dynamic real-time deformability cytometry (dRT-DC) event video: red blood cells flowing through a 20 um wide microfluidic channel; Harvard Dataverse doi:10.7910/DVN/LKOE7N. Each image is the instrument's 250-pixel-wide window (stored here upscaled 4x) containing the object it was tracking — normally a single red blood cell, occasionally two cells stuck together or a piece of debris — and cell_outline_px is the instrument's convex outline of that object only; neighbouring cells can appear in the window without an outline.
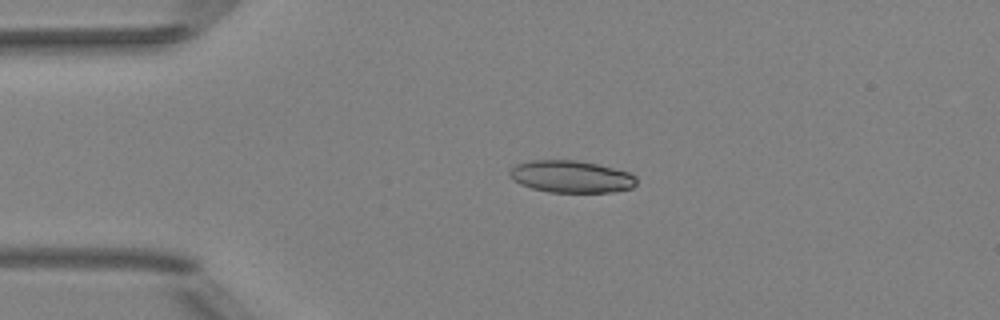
{"species": "Egyptian fruit bat (a non-hibernating species)", "species_latin": "Rousettus aegyptiacus", "temperature_condition": "room temperature", "stored_images_in_passage": 1, "camera_frame_rate_fps": 3000, "um_per_image_px": 0.085, "animal": {"sex": "female"}, "frame": {"image": 1, "passage_image": 1, "time_ms": 0.0, "image_size_px": [1000, 320], "cell_outline_px": [[636, 184], [632, 188], [612, 192], [548, 192], [532, 188], [520, 184], [508, 176], [508, 172], [516, 164], [528, 160], [576, 160], [596, 164], [628, 172], [636, 176]], "centroid_in_image_um": [48.52, 15.01], "position_along_channel_um": 36.5, "area_um2": 23.76}}